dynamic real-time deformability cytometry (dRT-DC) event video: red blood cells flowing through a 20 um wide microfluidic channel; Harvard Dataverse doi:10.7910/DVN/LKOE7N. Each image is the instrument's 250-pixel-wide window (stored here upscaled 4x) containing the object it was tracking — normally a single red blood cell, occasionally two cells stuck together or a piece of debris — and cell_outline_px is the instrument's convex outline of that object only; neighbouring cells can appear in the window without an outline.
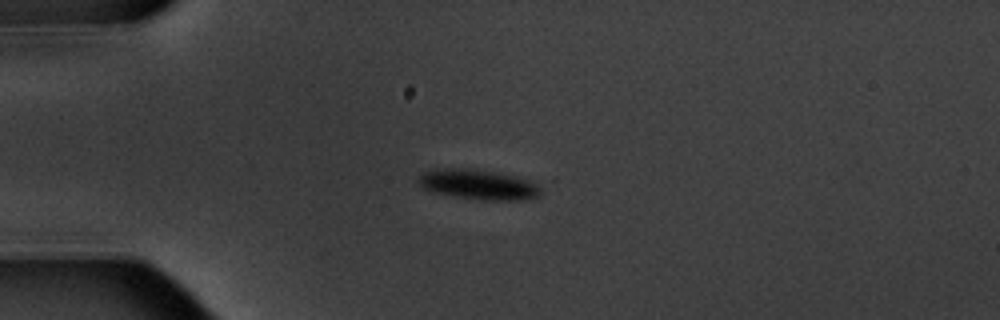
{"species": "common noctule bat (a hibernating species)", "species_latin": "Nyctalus noctula", "temperature_condition": "warm", "stored_images_in_passage": 5, "camera_frame_rate_fps": 3000, "um_per_image_px": 0.085, "animal": {"sex": "male", "body_mass_g": 20.1, "forearm_length_mm": 53.5}, "frame": {"image": 1, "passage_image": 4, "time_ms": 3.667, "image_size_px": [1000, 320], "cell_outline_px": [[540, 192], [536, 196], [520, 200], [480, 200], [456, 196], [436, 192], [424, 188], [416, 180], [424, 172], [432, 168], [468, 168], [512, 176], [528, 180], [536, 184], [540, 188]], "centroid_in_image_um": [40.59, 15.68], "position_along_channel_um": 44.4, "area_um2": 20.92}}